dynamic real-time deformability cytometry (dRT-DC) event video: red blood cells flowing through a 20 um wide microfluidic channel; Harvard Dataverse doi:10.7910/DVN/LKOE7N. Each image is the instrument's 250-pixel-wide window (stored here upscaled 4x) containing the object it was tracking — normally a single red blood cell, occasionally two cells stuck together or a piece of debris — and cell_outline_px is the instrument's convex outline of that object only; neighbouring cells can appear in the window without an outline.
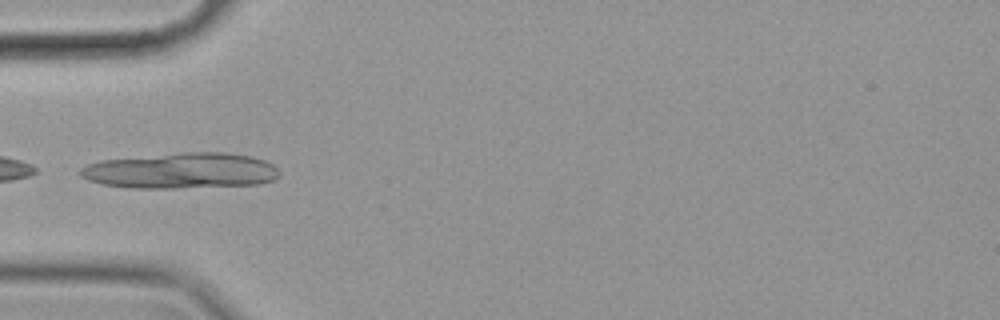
{"species": "common noctule bat (a hibernating species)", "species_latin": "Nyctalus noctula", "temperature_condition": "cold", "stored_images_in_passage": 20, "camera_frame_rate_fps": 3000, "um_per_image_px": 0.085, "animal": {"sex": "female", "body_mass_g": 19.9}, "frame": {"image": 1, "passage_image": 1, "time_ms": 0.0, "image_size_px": [1000, 320], "cell_outline_px": [[280, 176], [276, 180], [260, 184], [176, 188], [132, 188], [104, 184], [88, 180], [80, 176], [80, 168], [88, 164], [100, 160], [184, 152], [228, 152], [252, 156], [264, 160], [272, 164], [280, 172]], "centroid_in_image_um": [15.43, 14.51], "position_along_channel_um": 69.6, "area_um2": 41.67}}
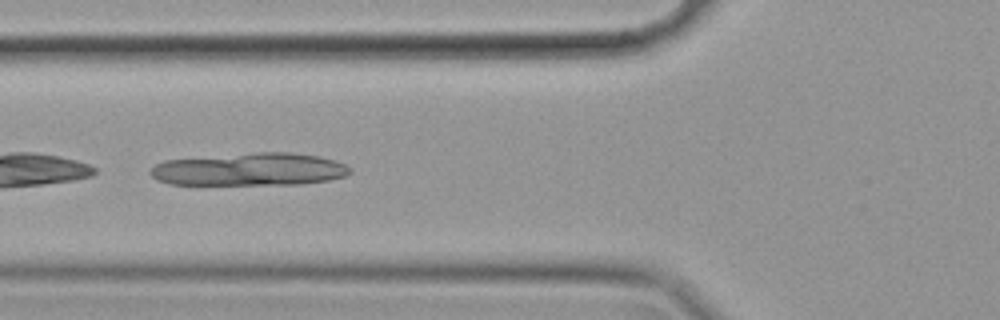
{"frame": {"image": 2, "passage_image": 4, "time_ms": 1.0, "image_size_px": [1000, 320], "cell_outline_px": [[352, 172], [344, 176], [328, 180], [300, 184], [168, 184], [156, 180], [148, 172], [156, 164], [164, 160], [256, 152], [288, 152], [320, 156], [344, 164], [352, 168]], "centroid_in_image_um": [21.21, 14.39], "position_along_channel_um": 104.6, "area_um2": 38.03}}
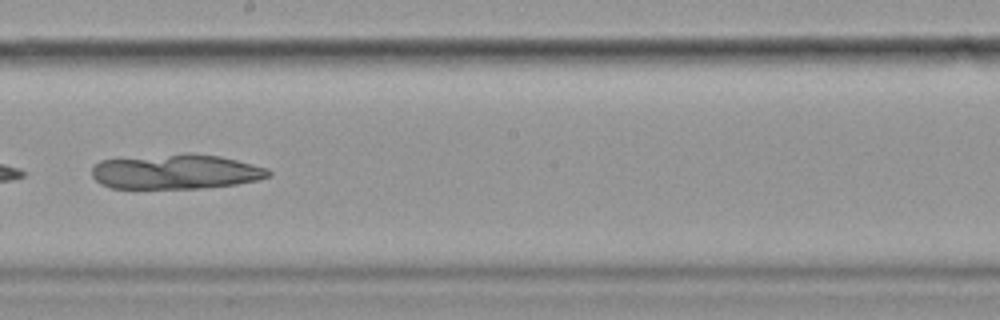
{"frame": {"image": 3, "passage_image": 15, "time_ms": 4.667, "image_size_px": [1000, 320], "cell_outline_px": [[272, 176], [260, 180], [236, 184], [200, 188], [112, 188], [100, 184], [92, 176], [92, 168], [100, 160], [184, 152], [188, 152], [220, 156], [268, 168], [272, 172]], "centroid_in_image_um": [14.98, 14.58], "position_along_channel_um": 233.2, "area_um2": 36.18}}